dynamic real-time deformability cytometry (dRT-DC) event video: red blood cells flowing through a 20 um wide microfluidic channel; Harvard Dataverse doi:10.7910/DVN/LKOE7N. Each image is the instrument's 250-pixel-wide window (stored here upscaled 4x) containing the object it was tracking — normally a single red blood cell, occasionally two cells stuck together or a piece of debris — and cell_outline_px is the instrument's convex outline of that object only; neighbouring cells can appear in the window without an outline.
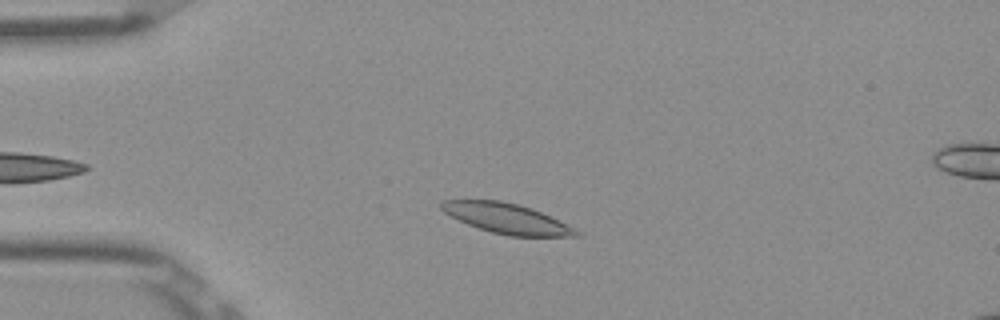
{"species": "Egyptian fruit bat (a non-hibernating species)", "species_latin": "Rousettus aegyptiacus", "temperature_condition": "room temperature", "stored_images_in_passage": 42, "camera_frame_rate_fps": 3000, "um_per_image_px": 0.085, "frame": {"image": 1, "passage_image": 9, "time_ms": 2.667, "image_size_px": [1000, 320], "cell_outline_px": [[584, 236], [508, 236], [492, 232], [468, 224], [444, 212], [440, 208], [440, 200], [500, 200], [532, 208], [584, 232]], "centroid_in_image_um": [43.12, 18.57], "position_along_channel_um": 41.9, "area_um2": 23.52}}
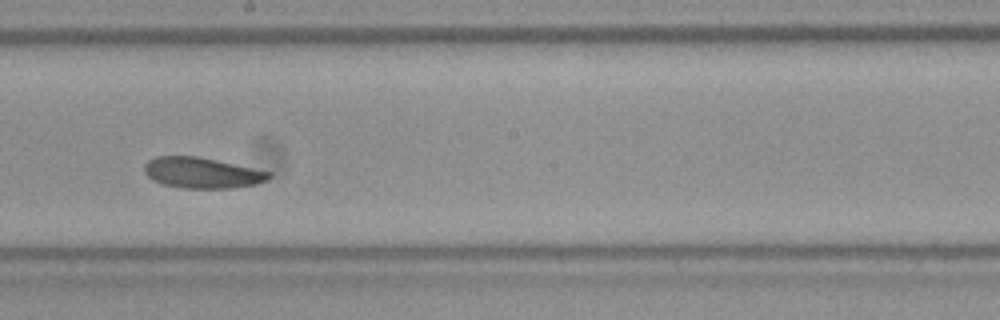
{"frame": {"image": 2, "passage_image": 26, "time_ms": 8.333, "image_size_px": [1000, 320], "cell_outline_px": [[272, 176], [268, 180], [256, 184], [232, 188], [184, 188], [164, 184], [152, 180], [144, 172], [144, 164], [148, 160], [156, 156], [196, 156], [216, 160], [272, 172]], "centroid_in_image_um": [17.18, 14.69], "position_along_channel_um": 231.0, "area_um2": 22.31}}
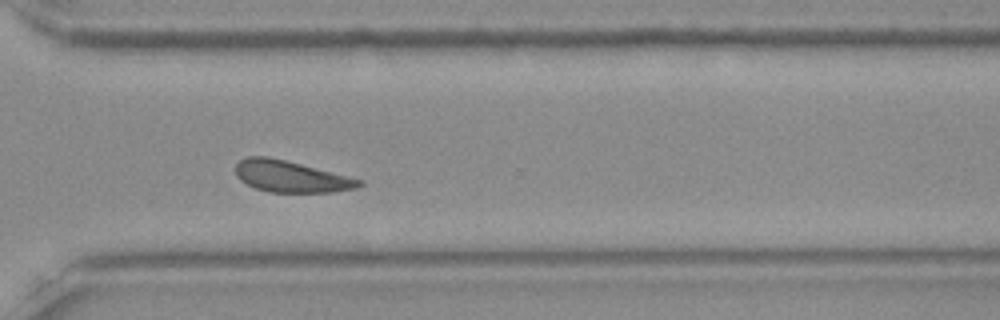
{"frame": {"image": 3, "passage_image": 35, "time_ms": 11.333, "image_size_px": [1000, 320], "cell_outline_px": [[364, 184], [356, 188], [332, 192], [268, 192], [256, 188], [240, 180], [236, 176], [236, 164], [240, 160], [248, 156], [268, 156], [364, 180]], "centroid_in_image_um": [24.72, 15.0], "position_along_channel_um": 345.9, "area_um2": 22.48}, "authors_computed_cell_mechanics": {"area_um2": 23.3223, "velocity_mm_per_s": 3.8297, "shape_relaxation_time_tau1_ms": 5.957, "shape_relaxation_time_tau2_ms": null, "deformation_change_tau1": 0.1153, "deformation_change_tau2": null}}